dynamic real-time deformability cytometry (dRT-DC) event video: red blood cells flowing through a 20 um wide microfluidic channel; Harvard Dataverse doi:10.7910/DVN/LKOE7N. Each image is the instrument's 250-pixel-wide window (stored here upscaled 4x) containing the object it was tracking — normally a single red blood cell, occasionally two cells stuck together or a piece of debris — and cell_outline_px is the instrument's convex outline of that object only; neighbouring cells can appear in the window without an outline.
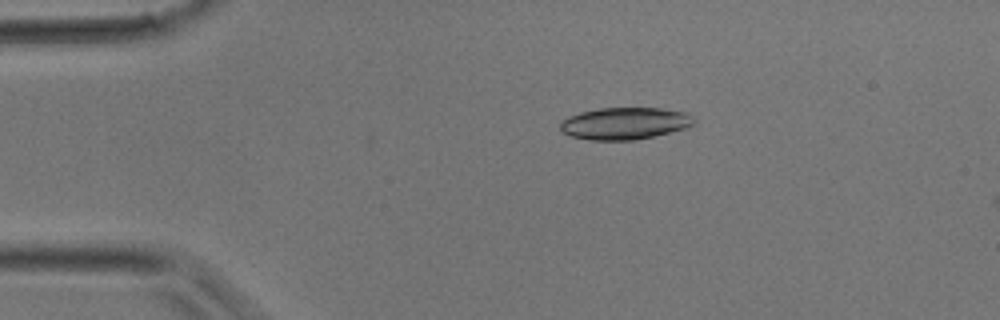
{"species": "common noctule bat (a hibernating species)", "species_latin": "Nyctalus noctula", "temperature_condition": "room temperature", "stored_images_in_passage": 7, "camera_frame_rate_fps": 3000, "um_per_image_px": 0.085, "animal": {"sex": "male", "body_mass_g": 17.9}, "frame": {"image": 1, "passage_image": 3, "time_ms": 0.667, "image_size_px": [1000, 320], "cell_outline_px": [[696, 124], [684, 128], [652, 136], [632, 140], [592, 140], [572, 136], [560, 132], [560, 124], [568, 116], [580, 112], [600, 108], [660, 108], [688, 112], [696, 120]], "centroid_in_image_um": [53.11, 10.48], "position_along_channel_um": 31.9, "area_um2": 24.91}}